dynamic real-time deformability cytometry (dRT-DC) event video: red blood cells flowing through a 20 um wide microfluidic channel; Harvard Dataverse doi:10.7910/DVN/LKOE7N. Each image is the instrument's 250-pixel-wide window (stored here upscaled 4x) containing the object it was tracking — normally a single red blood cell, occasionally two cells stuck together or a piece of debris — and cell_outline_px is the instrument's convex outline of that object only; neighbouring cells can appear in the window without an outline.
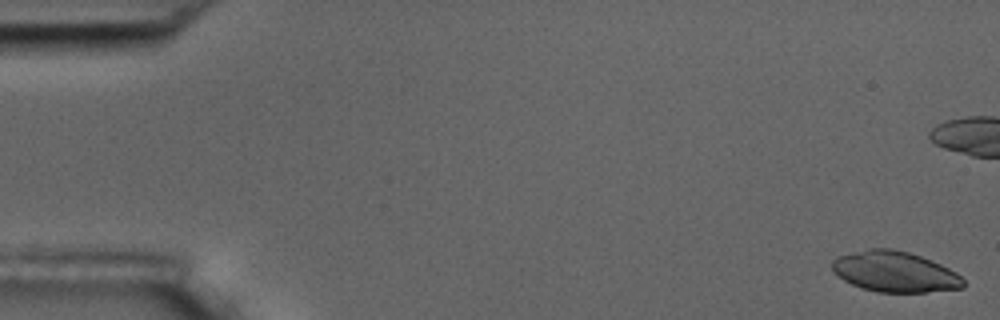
{"species": "common noctule bat (a hibernating species)", "species_latin": "Nyctalus noctula", "temperature_condition": "room temperature", "stored_images_in_passage": 10, "camera_frame_rate_fps": 3000, "um_per_image_px": 0.085, "animal": {"sex": "male", "body_mass_g": 17.5, "forearm_length_mm": 52.3}, "frame": {"image": 1, "passage_image": 1, "time_ms": 0.0, "image_size_px": [1000, 320], "cell_outline_px": [[964, 288], [924, 292], [876, 292], [860, 288], [844, 280], [832, 268], [832, 260], [836, 256], [868, 248], [892, 248], [908, 252], [920, 256], [940, 264], [956, 272], [964, 280]], "centroid_in_image_um": [76.05, 23.09], "position_along_channel_um": 9.0, "area_um2": 31.04}}